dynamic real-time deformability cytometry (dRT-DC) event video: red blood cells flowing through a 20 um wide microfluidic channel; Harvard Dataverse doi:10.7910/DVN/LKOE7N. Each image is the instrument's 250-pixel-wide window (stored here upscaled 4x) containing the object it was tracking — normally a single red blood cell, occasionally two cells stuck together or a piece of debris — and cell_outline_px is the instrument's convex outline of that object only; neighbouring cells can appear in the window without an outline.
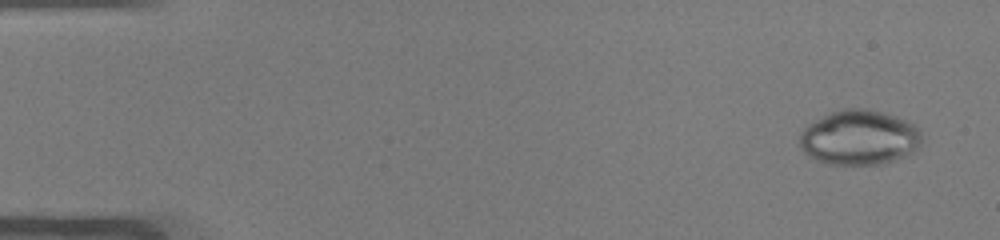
{"species": "common noctule bat (a hibernating species)", "species_latin": "Nyctalus noctula", "temperature_condition": "warm", "stored_images_in_passage": 48, "camera_frame_rate_fps": 3000, "um_per_image_px": 0.085, "animal": {"sex": "male", "body_mass_g": 19.0, "forearm_length_mm": 50.8}, "frame": {"image": 1, "passage_image": 1, "time_ms": 0.0, "image_size_px": [1000, 240], "cell_outline_px": [[920, 144], [912, 152], [896, 160], [884, 164], [824, 164], [808, 156], [800, 148], [800, 132], [808, 124], [828, 112], [840, 108], [868, 108], [884, 112], [896, 116], [920, 128]], "centroid_in_image_um": [73.0, 11.68], "position_along_channel_um": 12.0, "area_um2": 39.42}}
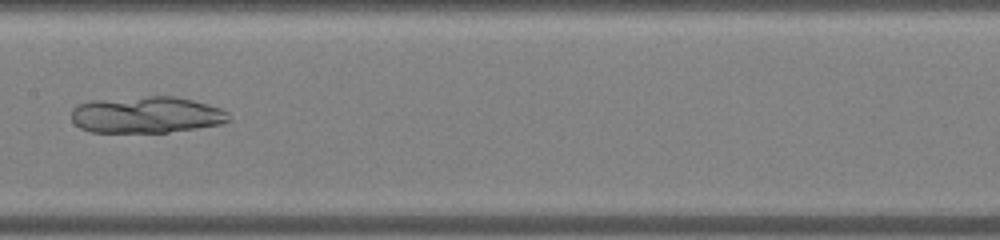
{"frame": {"image": 2, "passage_image": 24, "time_ms": 7.667, "image_size_px": [1000, 240], "cell_outline_px": [[232, 120], [220, 124], [196, 128], [168, 132], [92, 132], [80, 128], [72, 120], [72, 108], [76, 104], [92, 100], [148, 96], [176, 96], [192, 100], [220, 108], [228, 112]], "centroid_in_image_um": [12.44, 9.75], "position_along_channel_um": 195.0, "area_um2": 33.64}}
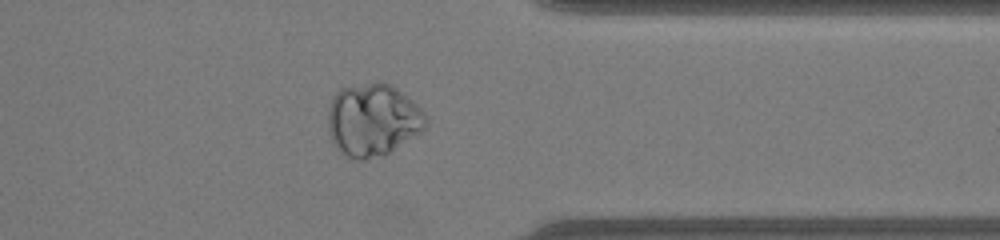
{"frame": {"image": 3, "passage_image": 38, "time_ms": 12.333, "image_size_px": [1000, 240], "cell_outline_px": [[428, 124], [420, 132], [388, 152], [364, 160], [356, 160], [348, 156], [336, 148], [328, 132], [328, 108], [332, 96], [340, 88], [380, 80], [392, 84], [412, 100], [428, 116]], "centroid_in_image_um": [31.68, 10.15], "position_along_channel_um": 379.7, "area_um2": 41.5}}